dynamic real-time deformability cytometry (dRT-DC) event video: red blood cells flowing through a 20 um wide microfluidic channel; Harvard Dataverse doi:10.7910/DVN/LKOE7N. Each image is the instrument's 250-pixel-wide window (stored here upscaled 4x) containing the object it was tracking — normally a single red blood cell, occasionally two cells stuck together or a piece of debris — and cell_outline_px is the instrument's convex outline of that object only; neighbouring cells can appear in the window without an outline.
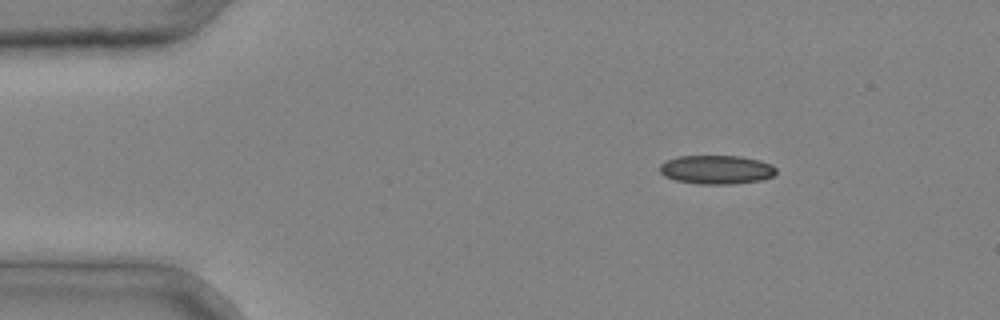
{"species": "common noctule bat (a hibernating species)", "species_latin": "Nyctalus noctula", "temperature_condition": "cold", "stored_images_in_passage": 3, "camera_frame_rate_fps": 3000, "um_per_image_px": 0.085, "animal": {"sex": "male", "body_mass_g": 20.4}, "frame": {"image": 1, "passage_image": 1, "time_ms": 0.0, "image_size_px": [1000, 320], "cell_outline_px": [[776, 172], [772, 176], [760, 180], [732, 184], [700, 184], [676, 180], [664, 176], [660, 172], [660, 164], [676, 156], [740, 156], [760, 160], [772, 164], [776, 168]], "centroid_in_image_um": [60.9, 14.41], "position_along_channel_um": 24.1, "area_um2": 19.54}}
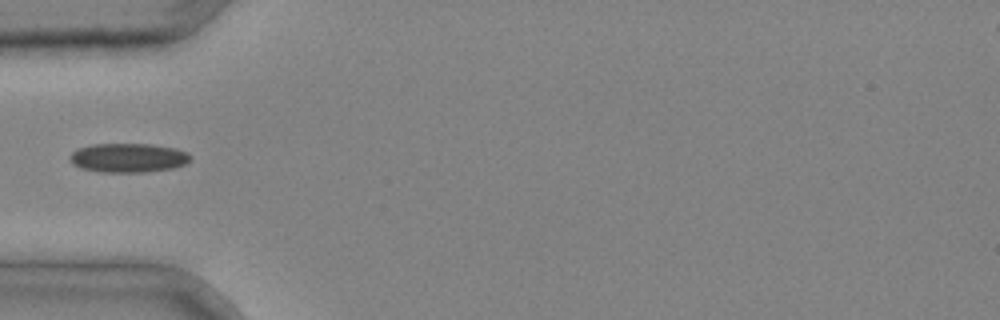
{"frame": {"image": 2, "passage_image": 3, "time_ms": 0.667, "image_size_px": [1000, 320], "cell_outline_px": [[192, 156], [184, 164], [172, 168], [144, 172], [100, 172], [80, 168], [72, 164], [68, 160], [68, 156], [76, 148], [92, 144], [152, 144], [176, 148]], "centroid_in_image_um": [10.82, 13.41], "position_along_channel_um": 74.2, "area_um2": 20.58}}